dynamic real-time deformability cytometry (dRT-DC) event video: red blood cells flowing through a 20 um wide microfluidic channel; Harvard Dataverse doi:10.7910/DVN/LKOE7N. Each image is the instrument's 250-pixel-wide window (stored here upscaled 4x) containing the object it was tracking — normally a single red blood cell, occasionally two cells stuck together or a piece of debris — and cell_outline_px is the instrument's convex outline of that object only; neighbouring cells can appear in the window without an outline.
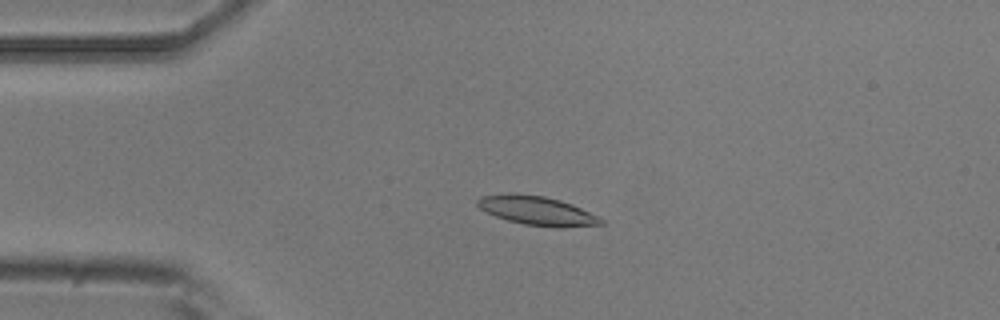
{"species": "common noctule bat (a hibernating species)", "species_latin": "Nyctalus noctula", "temperature_condition": "room temperature", "stored_images_in_passage": 49, "camera_frame_rate_fps": 3000, "um_per_image_px": 0.085, "animal": {"sex": "male", "body_mass_g": 20.5, "forearm_length_mm": 52.5}, "frame": {"image": 1, "passage_image": 8, "time_ms": 2.333, "image_size_px": [1000, 320], "cell_outline_px": [[604, 224], [560, 228], [556, 228], [524, 224], [508, 220], [496, 216], [480, 208], [476, 204], [476, 200], [480, 196], [508, 192], [512, 192], [544, 196], [560, 200], [572, 204], [604, 220]], "centroid_in_image_um": [45.61, 17.89], "position_along_channel_um": 39.4, "area_um2": 20.92}}
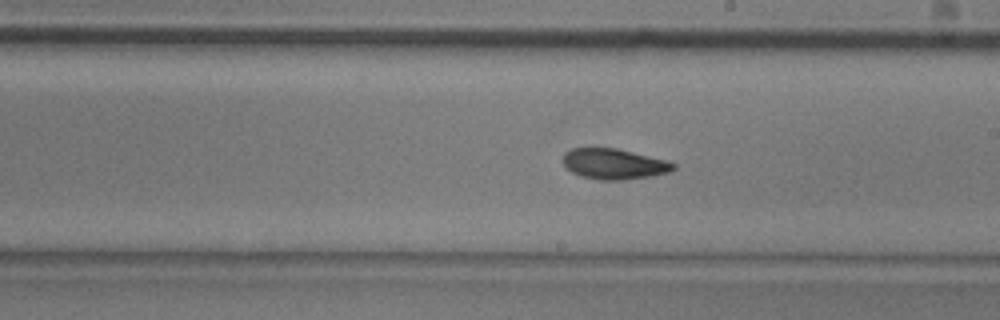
{"frame": {"image": 2, "passage_image": 26, "time_ms": 8.333, "image_size_px": [1000, 320], "cell_outline_px": [[676, 168], [668, 172], [652, 176], [624, 180], [600, 180], [580, 176], [572, 172], [564, 164], [564, 152], [572, 148], [616, 148], [668, 160], [676, 164]], "centroid_in_image_um": [52.22, 13.94], "position_along_channel_um": 236.8, "area_um2": 19.71}}
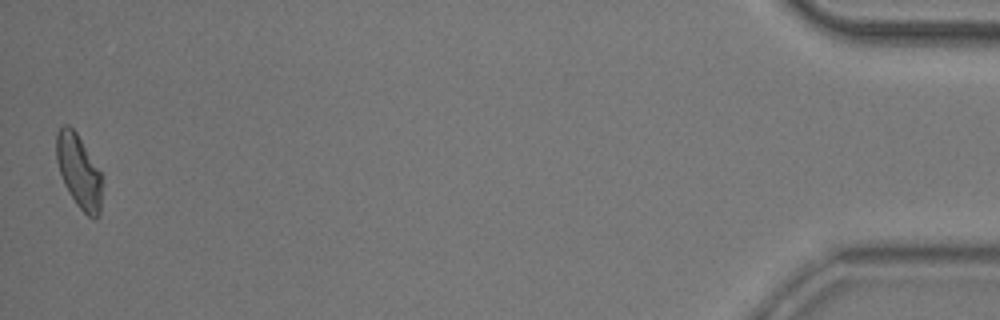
{"frame": {"image": 3, "passage_image": 49, "time_ms": 16.0, "image_size_px": [1000, 320], "cell_outline_px": [[104, 176], [100, 216], [96, 220], [88, 216], [76, 204], [68, 192], [64, 184], [56, 160], [56, 132], [64, 124], [68, 124], [76, 132]], "centroid_in_image_um": [6.74, 14.6], "position_along_channel_um": 428.5, "area_um2": 20.06}, "authors_computed_cell_mechanics": {"area_um2": 19.8832, "velocity_mm_per_s": 3.7283, "shape_relaxation_time_tau1_ms": 6.5602, "shape_relaxation_time_tau2_ms": 2.4775, "deformation_change_tau1": 0.1811, "deformation_change_tau2": 0.0862}}